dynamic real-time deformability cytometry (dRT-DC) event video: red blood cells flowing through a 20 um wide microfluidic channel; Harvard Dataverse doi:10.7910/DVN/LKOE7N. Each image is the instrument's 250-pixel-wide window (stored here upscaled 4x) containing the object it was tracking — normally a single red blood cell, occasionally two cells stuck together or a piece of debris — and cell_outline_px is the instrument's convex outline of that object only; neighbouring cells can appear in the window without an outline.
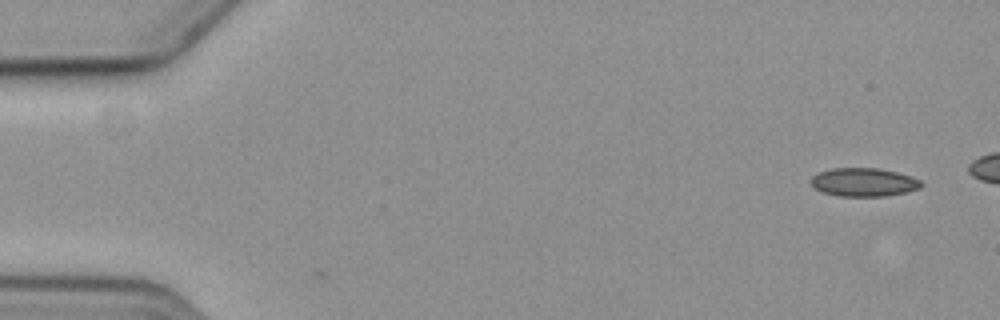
{"species": "common noctule bat (a hibernating species)", "species_latin": "Nyctalus noctula", "temperature_condition": "cold", "stored_images_in_passage": 5, "camera_frame_rate_fps": 3000, "um_per_image_px": 0.085, "animal": {"sex": "female", "body_mass_g": 19.3, "forearm_length_mm": 54.1}, "frame": {"image": 1, "passage_image": 1, "time_ms": 0.0, "image_size_px": [1000, 320], "cell_outline_px": [[924, 184], [920, 188], [904, 192], [884, 196], [840, 196], [824, 192], [816, 188], [812, 184], [812, 176], [816, 172], [832, 168], [880, 168], [912, 176], [920, 180]], "centroid_in_image_um": [73.43, 15.47], "position_along_channel_um": 11.6, "area_um2": 18.21}}